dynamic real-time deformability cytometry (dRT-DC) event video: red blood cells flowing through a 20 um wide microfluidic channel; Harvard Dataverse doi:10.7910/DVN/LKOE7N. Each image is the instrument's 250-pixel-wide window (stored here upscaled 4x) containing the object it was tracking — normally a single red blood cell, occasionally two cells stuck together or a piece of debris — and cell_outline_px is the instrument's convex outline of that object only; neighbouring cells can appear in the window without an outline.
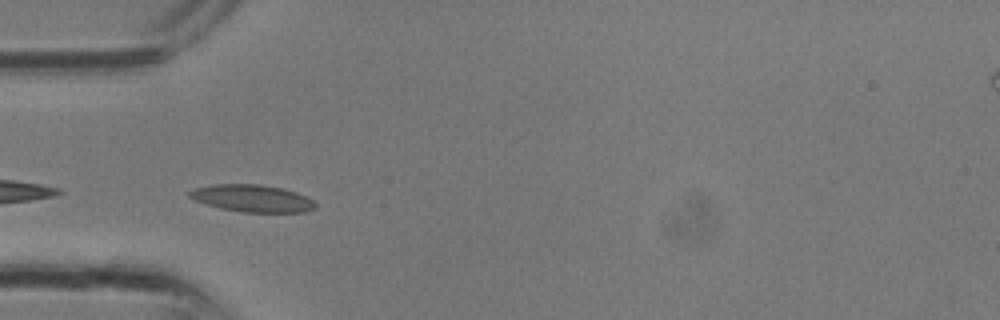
{"species": "common noctule bat (a hibernating species)", "species_latin": "Nyctalus noctula", "temperature_condition": "room temperature", "stored_images_in_passage": 24, "camera_frame_rate_fps": 3000, "um_per_image_px": 0.085, "animal": {"sex": "male", "body_mass_g": 13.3}, "frame": {"image": 1, "passage_image": 7, "time_ms": 2.0, "image_size_px": [1000, 320], "cell_outline_px": [[316, 208], [304, 212], [240, 212], [220, 208], [204, 204], [188, 196], [188, 192], [192, 188], [212, 184], [260, 184], [284, 188], [296, 192], [312, 200], [316, 204]], "centroid_in_image_um": [21.4, 16.85], "position_along_channel_um": 63.6, "area_um2": 20.11}}
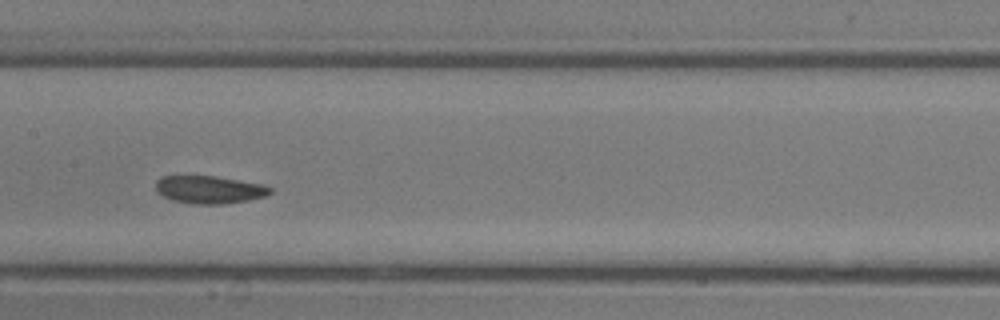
{"frame": {"image": 2, "passage_image": 13, "time_ms": 4.0, "image_size_px": [1000, 320], "cell_outline_px": [[272, 192], [264, 196], [248, 200], [224, 204], [192, 204], [172, 200], [164, 196], [156, 188], [156, 180], [160, 176], [216, 176], [264, 184], [272, 188]], "centroid_in_image_um": [17.82, 16.11], "position_along_channel_um": 189.6, "area_um2": 18.5}}
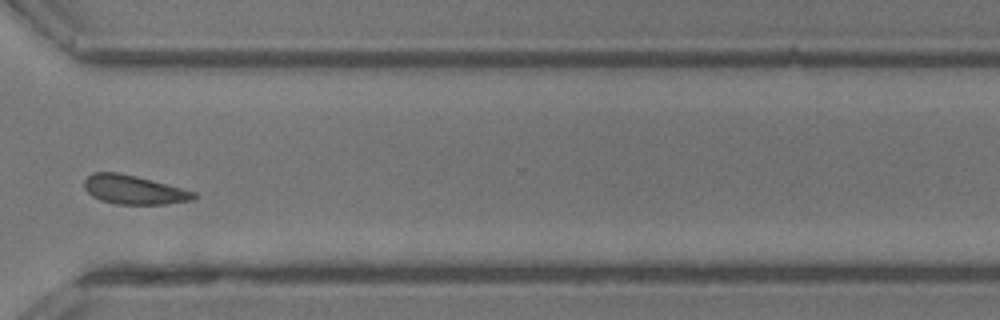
{"frame": {"image": 3, "passage_image": 21, "time_ms": 6.667, "image_size_px": [1000, 320], "cell_outline_px": [[196, 200], [168, 204], [116, 204], [100, 200], [92, 196], [84, 188], [84, 180], [92, 172], [116, 172], [136, 176], [196, 192]], "centroid_in_image_um": [11.38, 16.14], "position_along_channel_um": 359.2, "area_um2": 18.5}}